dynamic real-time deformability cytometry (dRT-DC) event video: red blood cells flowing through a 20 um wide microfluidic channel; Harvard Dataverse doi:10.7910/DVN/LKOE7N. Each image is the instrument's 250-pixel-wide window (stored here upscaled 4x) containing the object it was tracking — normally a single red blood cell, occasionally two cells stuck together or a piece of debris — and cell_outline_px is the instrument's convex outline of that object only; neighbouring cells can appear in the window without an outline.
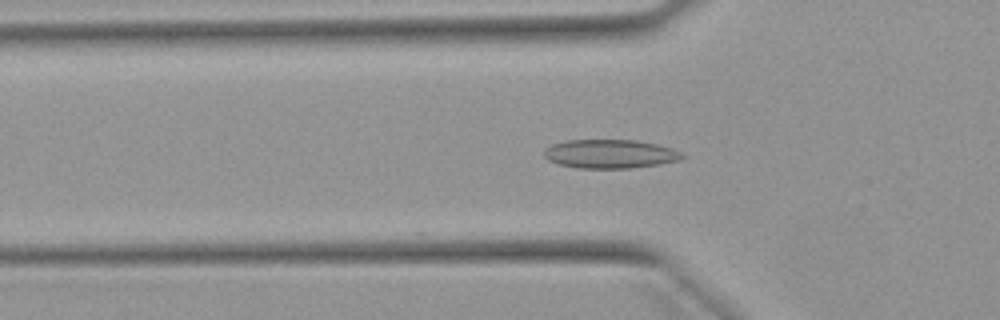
{"species": "Egyptian fruit bat (a non-hibernating species)", "species_latin": "Rousettus aegyptiacus", "temperature_condition": "warm", "stored_images_in_passage": 52, "camera_frame_rate_fps": 3000, "um_per_image_px": 0.085, "animal": {"sex": "female"}, "frame": {"image": 1, "passage_image": 17, "time_ms": 5.333, "image_size_px": [1000, 320], "cell_outline_px": [[684, 156], [680, 160], [660, 164], [628, 168], [576, 168], [560, 164], [548, 160], [544, 156], [544, 148], [552, 144], [568, 140], [636, 140], [656, 144], [672, 148], [680, 152]], "centroid_in_image_um": [51.84, 13.08], "position_along_channel_um": 74.0, "area_um2": 23.12}}
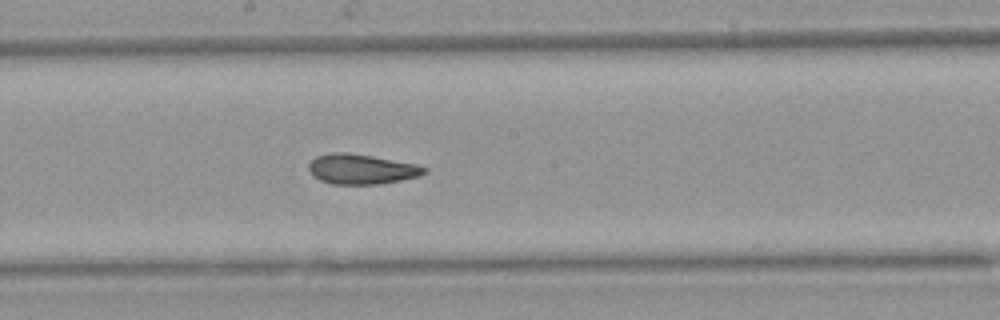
{"frame": {"image": 2, "passage_image": 28, "time_ms": 9.0, "image_size_px": [1000, 320], "cell_outline_px": [[428, 172], [420, 176], [380, 184], [332, 184], [320, 180], [312, 176], [308, 168], [308, 164], [316, 156], [332, 152], [348, 152], [372, 156], [416, 164], [428, 168]], "centroid_in_image_um": [30.72, 14.37], "position_along_channel_um": 217.5, "area_um2": 20.35}}
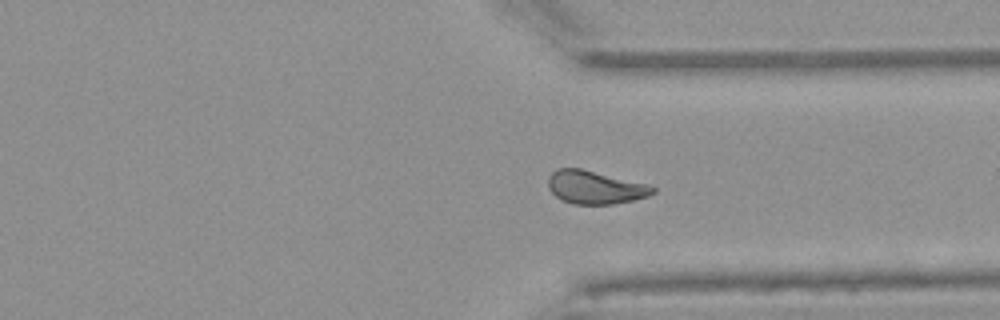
{"frame": {"image": 3, "passage_image": 39, "time_ms": 12.667, "image_size_px": [1000, 320], "cell_outline_px": [[656, 192], [648, 196], [632, 200], [612, 204], [572, 204], [560, 200], [548, 188], [548, 176], [556, 168], [580, 168], [644, 184], [656, 188]], "centroid_in_image_um": [50.52, 15.93], "position_along_channel_um": 360.9, "area_um2": 20.0}, "authors_computed_cell_mechanics": {"area_um2": 20.8947, "velocity_mm_per_s": 3.9066, "shape_relaxation_time_tau1_ms": null, "shape_relaxation_time_tau2_ms": 2.1287, "deformation_change_tau1": null, "deformation_change_tau2": 0.0817}}